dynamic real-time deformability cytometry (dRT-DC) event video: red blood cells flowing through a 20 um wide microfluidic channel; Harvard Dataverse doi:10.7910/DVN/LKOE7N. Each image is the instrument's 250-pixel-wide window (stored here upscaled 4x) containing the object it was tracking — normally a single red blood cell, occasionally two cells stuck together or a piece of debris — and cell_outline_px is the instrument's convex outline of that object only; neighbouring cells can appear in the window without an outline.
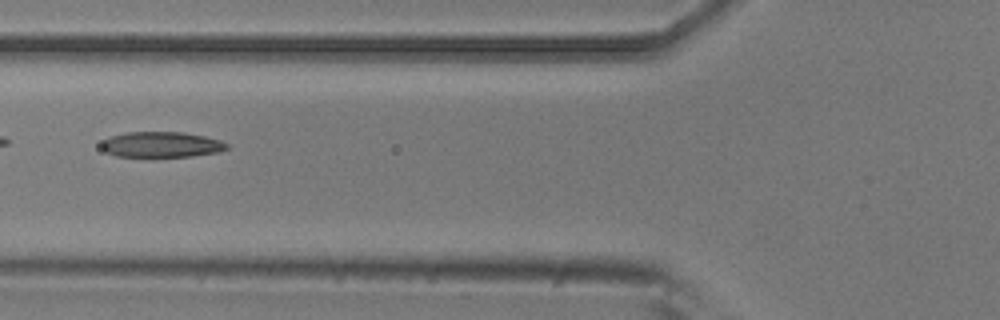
{"species": "common noctule bat (a hibernating species)", "species_latin": "Nyctalus noctula", "temperature_condition": "room temperature", "stored_images_in_passage": 6, "camera_frame_rate_fps": 3000, "um_per_image_px": 0.085, "animal": {"sex": "male", "body_mass_g": 20.5, "forearm_length_mm": 52.5}, "frame": {"image": 1, "passage_image": 6, "time_ms": 1.667, "image_size_px": [1000, 320], "cell_outline_px": [[228, 148], [220, 152], [192, 156], [116, 156], [100, 148], [100, 144], [104, 140], [112, 136], [124, 132], [184, 132], [204, 136], [220, 140], [228, 144]], "centroid_in_image_um": [13.73, 12.28], "position_along_channel_um": 112.1, "area_um2": 18.61}}